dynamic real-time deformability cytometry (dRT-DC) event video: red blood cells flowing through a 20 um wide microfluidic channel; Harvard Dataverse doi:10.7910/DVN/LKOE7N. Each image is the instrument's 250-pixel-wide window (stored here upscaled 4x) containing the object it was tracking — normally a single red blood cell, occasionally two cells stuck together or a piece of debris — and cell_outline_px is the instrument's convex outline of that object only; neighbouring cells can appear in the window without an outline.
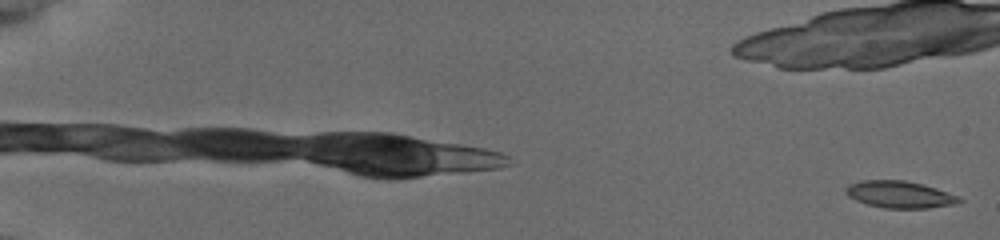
{"species": "common noctule bat (a hibernating species)", "species_latin": "Nyctalus noctula", "temperature_condition": "cold", "stored_images_in_passage": 22, "camera_frame_rate_fps": 3000, "um_per_image_px": 0.085, "animal": {"sex": "female", "body_mass_g": 19.5, "forearm_length_mm": 54.1}, "frame": {"image": 1, "passage_image": 1, "time_ms": 0.0, "image_size_px": [1000, 240], "cell_outline_px": [[964, 200], [952, 204], [928, 208], [884, 208], [868, 204], [856, 200], [848, 196], [844, 192], [844, 188], [848, 184], [860, 180], [904, 180], [924, 184], [936, 188], [956, 196]], "centroid_in_image_um": [76.4, 16.52], "position_along_channel_um": 8.6, "area_um2": 17.74}}